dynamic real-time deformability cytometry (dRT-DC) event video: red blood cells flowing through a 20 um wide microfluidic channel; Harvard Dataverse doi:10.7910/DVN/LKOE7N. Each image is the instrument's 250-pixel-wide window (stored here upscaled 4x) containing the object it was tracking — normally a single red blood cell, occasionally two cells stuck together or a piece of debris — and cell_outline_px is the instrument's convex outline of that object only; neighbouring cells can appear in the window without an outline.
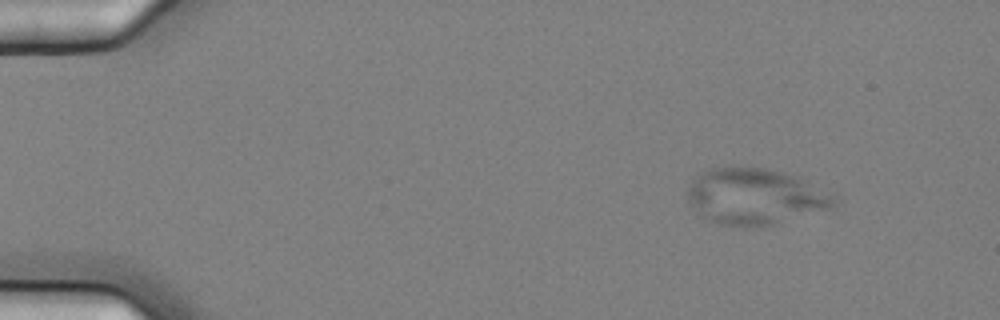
{"species": "common noctule bat (a hibernating species)", "species_latin": "Nyctalus noctula", "temperature_condition": "cold", "stored_images_in_passage": 3, "camera_frame_rate_fps": 3000, "um_per_image_px": 0.085, "animal": {"sex": "female", "body_mass_g": 25.1}, "frame": {"image": 1, "passage_image": 1, "time_ms": 0.0, "image_size_px": [1000, 320], "cell_outline_px": [[840, 200], [836, 204], [828, 208], [772, 224], [752, 228], [744, 228], [720, 224], [708, 220], [700, 216], [688, 200], [688, 188], [692, 180], [696, 176], [708, 168], [764, 168], [784, 172], [800, 176], [836, 192]], "centroid_in_image_um": [64.25, 16.7], "position_along_channel_um": 20.8, "area_um2": 48.49}}